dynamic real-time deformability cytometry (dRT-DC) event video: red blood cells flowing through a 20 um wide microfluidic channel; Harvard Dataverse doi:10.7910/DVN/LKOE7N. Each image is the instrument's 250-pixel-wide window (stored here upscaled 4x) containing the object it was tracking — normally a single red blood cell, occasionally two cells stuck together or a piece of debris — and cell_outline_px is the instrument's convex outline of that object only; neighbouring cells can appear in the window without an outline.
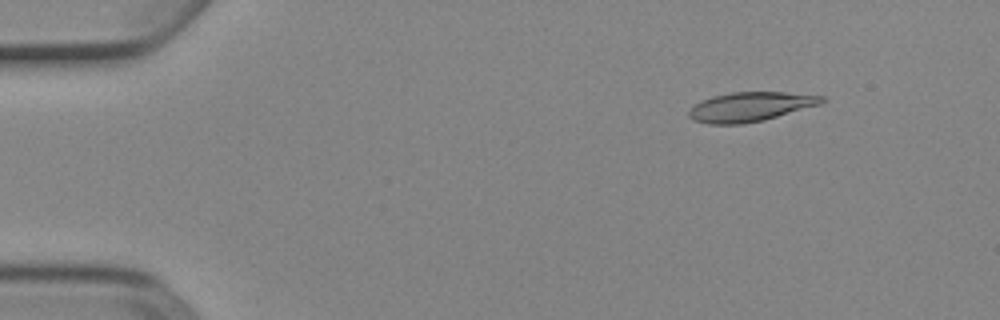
{"species": "Egyptian fruit bat (a non-hibernating species)", "species_latin": "Rousettus aegyptiacus", "temperature_condition": "cold", "stored_images_in_passage": 52, "camera_frame_rate_fps": 3000, "um_per_image_px": 0.085, "animal": {"sex": "female"}, "frame": {"image": 1, "passage_image": 7, "time_ms": 2.0, "image_size_px": [1000, 320], "cell_outline_px": [[828, 100], [820, 104], [764, 120], [744, 124], [708, 124], [696, 120], [688, 116], [688, 112], [696, 104], [712, 96], [732, 92], [784, 92], [824, 96]], "centroid_in_image_um": [63.81, 9.07], "position_along_channel_um": 21.2, "area_um2": 22.54}}
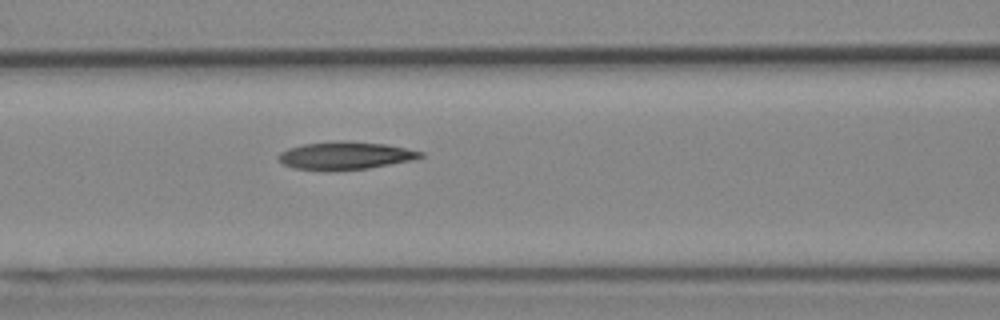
{"frame": {"image": 2, "passage_image": 23, "time_ms": 7.333, "image_size_px": [1000, 320], "cell_outline_px": [[424, 156], [412, 160], [368, 168], [292, 168], [284, 164], [276, 156], [280, 152], [288, 148], [304, 144], [384, 144], [424, 152]], "centroid_in_image_um": [29.37, 13.24], "position_along_channel_um": 137.2, "area_um2": 20.92}}
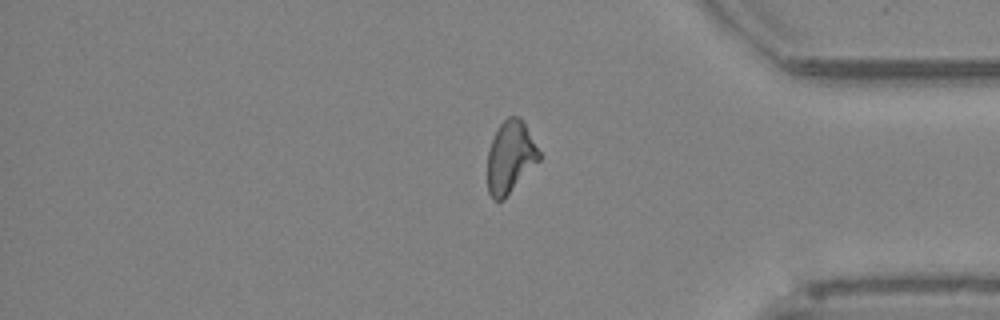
{"frame": {"image": 3, "passage_image": 44, "time_ms": 14.333, "image_size_px": [1000, 320], "cell_outline_px": [[540, 160], [504, 200], [492, 200], [488, 192], [488, 152], [492, 140], [500, 124], [508, 116], [520, 116], [540, 152]], "centroid_in_image_um": [43.38, 13.38], "position_along_channel_um": 391.8, "area_um2": 21.62}, "authors_computed_cell_mechanics": {"area_um2": 22.4264, "velocity_mm_per_s": 3.9006, "shape_relaxation_time_tau1_ms": null, "shape_relaxation_time_tau2_ms": 4.4087, "deformation_change_tau1": null, "deformation_change_tau2": 0.1271}}